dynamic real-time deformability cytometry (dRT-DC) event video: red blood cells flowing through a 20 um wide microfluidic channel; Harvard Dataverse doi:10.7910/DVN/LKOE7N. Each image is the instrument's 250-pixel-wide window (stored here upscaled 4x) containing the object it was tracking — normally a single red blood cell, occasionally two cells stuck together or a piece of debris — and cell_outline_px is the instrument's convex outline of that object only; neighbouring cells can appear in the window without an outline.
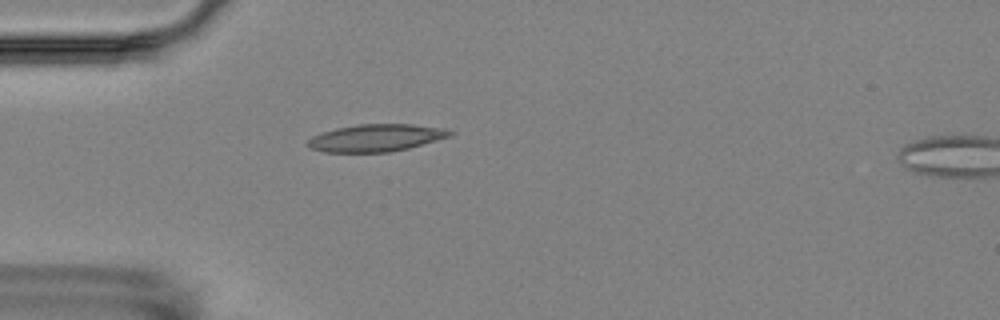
{"species": "Egyptian fruit bat (a non-hibernating species)", "species_latin": "Rousettus aegyptiacus", "temperature_condition": "room temperature", "stored_images_in_passage": 2, "camera_frame_rate_fps": 3000, "um_per_image_px": 0.085, "animal": {"sex": "female"}, "frame": {"image": 1, "passage_image": 1, "time_ms": 0.0, "image_size_px": [1000, 320], "cell_outline_px": [[456, 132], [452, 136], [408, 148], [388, 152], [324, 152], [312, 148], [304, 144], [312, 136], [336, 128], [356, 124], [412, 124], [444, 128]], "centroid_in_image_um": [31.98, 11.71], "position_along_channel_um": 53.0, "area_um2": 22.66}}